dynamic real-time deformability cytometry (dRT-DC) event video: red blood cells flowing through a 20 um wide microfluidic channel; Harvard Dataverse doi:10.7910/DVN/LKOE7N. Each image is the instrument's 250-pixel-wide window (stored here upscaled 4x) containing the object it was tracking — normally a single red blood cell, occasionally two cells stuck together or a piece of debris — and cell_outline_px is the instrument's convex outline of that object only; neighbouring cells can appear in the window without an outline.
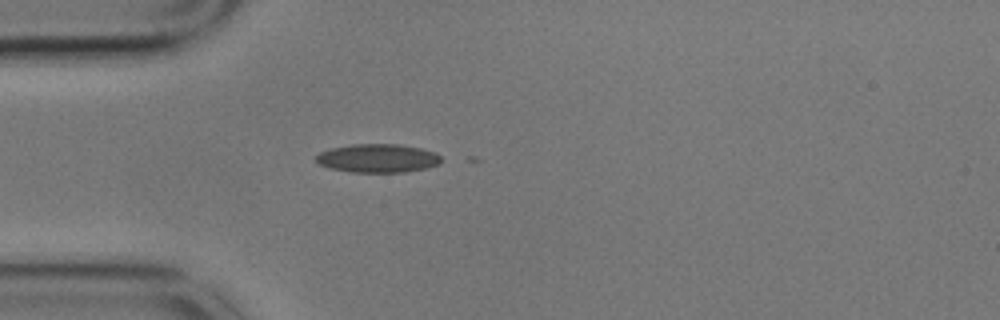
{"species": "common noctule bat (a hibernating species)", "species_latin": "Nyctalus noctula", "temperature_condition": "cold", "stored_images_in_passage": 6, "camera_frame_rate_fps": 3000, "um_per_image_px": 0.085, "animal": {"sex": "male", "body_mass_g": 17.9}, "frame": {"image": 1, "passage_image": 1, "time_ms": 0.0, "image_size_px": [1000, 320], "cell_outline_px": [[440, 164], [424, 168], [404, 172], [352, 172], [332, 168], [320, 164], [316, 160], [316, 156], [320, 152], [332, 148], [352, 144], [400, 144], [420, 148], [436, 152], [440, 156]], "centroid_in_image_um": [32.13, 13.44], "position_along_channel_um": 52.9, "area_um2": 20.63}}